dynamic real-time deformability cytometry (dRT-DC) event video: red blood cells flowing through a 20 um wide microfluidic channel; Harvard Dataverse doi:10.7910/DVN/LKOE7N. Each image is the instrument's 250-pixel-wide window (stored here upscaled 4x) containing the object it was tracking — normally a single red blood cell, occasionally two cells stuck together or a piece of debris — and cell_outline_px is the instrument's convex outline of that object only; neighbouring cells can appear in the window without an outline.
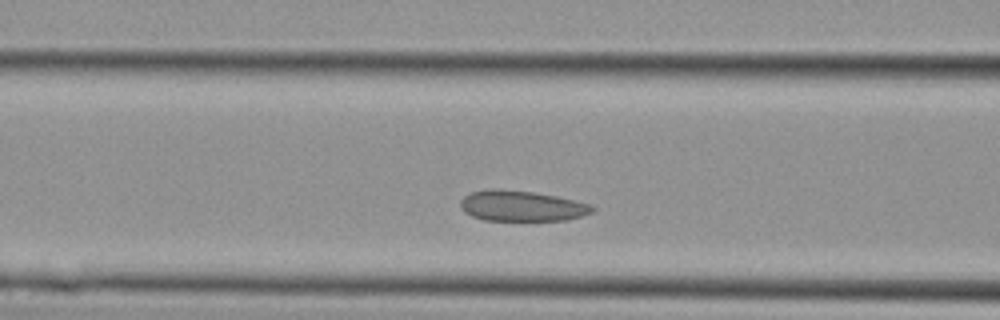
{"species": "Egyptian fruit bat (a non-hibernating species)", "species_latin": "Rousettus aegyptiacus", "temperature_condition": "cold", "stored_images_in_passage": 24, "camera_frame_rate_fps": 3000, "um_per_image_px": 0.085, "animal": {"sex": "female"}, "frame": {"image": 1, "passage_image": 6, "time_ms": 1.667, "image_size_px": [1000, 320], "cell_outline_px": [[596, 208], [592, 212], [584, 216], [564, 220], [484, 220], [472, 216], [464, 212], [460, 208], [460, 200], [464, 196], [472, 192], [488, 188], [500, 188], [532, 192], [556, 196], [592, 204]], "centroid_in_image_um": [44.33, 17.5], "position_along_channel_um": 122.3, "area_um2": 23.7}}
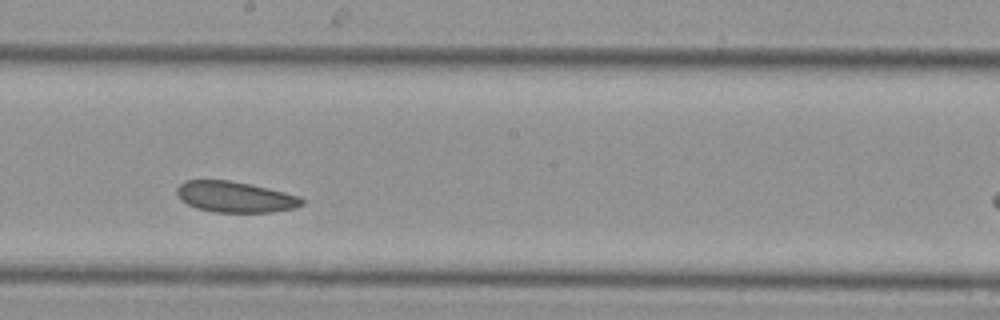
{"frame": {"image": 2, "passage_image": 11, "time_ms": 3.333, "image_size_px": [1000, 320], "cell_outline_px": [[304, 204], [292, 208], [272, 212], [212, 212], [196, 208], [180, 200], [176, 192], [176, 188], [184, 180], [228, 180], [252, 184], [300, 196], [304, 200]], "centroid_in_image_um": [19.96, 16.73], "position_along_channel_um": 228.2, "area_um2": 22.6}}
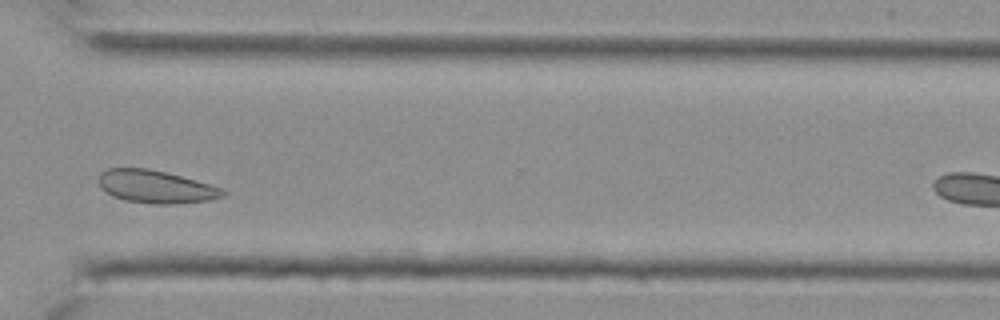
{"frame": {"image": 3, "passage_image": 17, "time_ms": 5.333, "image_size_px": [1000, 320], "cell_outline_px": [[228, 192], [224, 196], [212, 200], [172, 204], [156, 204], [124, 200], [112, 196], [100, 188], [100, 172], [108, 168], [148, 168], [180, 176], [224, 188]], "centroid_in_image_um": [13.27, 15.88], "position_along_channel_um": 357.3, "area_um2": 23.76}}